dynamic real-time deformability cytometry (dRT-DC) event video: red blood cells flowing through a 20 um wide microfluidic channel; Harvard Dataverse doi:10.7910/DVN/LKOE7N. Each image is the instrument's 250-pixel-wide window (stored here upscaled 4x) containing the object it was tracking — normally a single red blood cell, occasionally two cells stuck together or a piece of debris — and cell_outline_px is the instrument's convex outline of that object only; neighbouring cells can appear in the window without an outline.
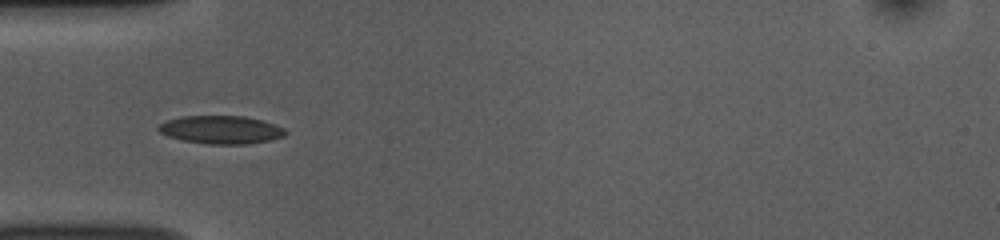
{"species": "common noctule bat (a hibernating species)", "species_latin": "Nyctalus noctula", "temperature_condition": "room temperature", "stored_images_in_passage": 37, "camera_frame_rate_fps": 3000, "um_per_image_px": 0.085, "animal": {"sex": "female", "body_mass_g": 10.0, "forearm_length_mm": 53.1}, "frame": {"image": 1, "passage_image": 1, "time_ms": 0.0, "image_size_px": [1000, 240], "cell_outline_px": [[288, 132], [284, 136], [272, 140], [244, 144], [208, 144], [184, 140], [168, 136], [160, 132], [156, 128], [164, 120], [180, 116], [244, 116], [264, 120], [284, 128]], "centroid_in_image_um": [18.79, 11.02], "position_along_channel_um": 66.2, "area_um2": 20.92}}
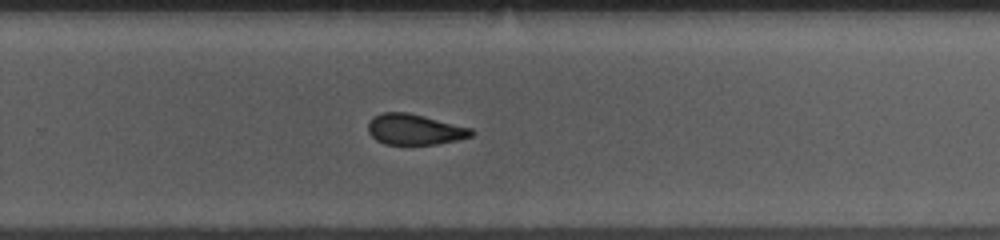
{"frame": {"image": 2, "passage_image": 19, "time_ms": 6.0, "image_size_px": [1000, 240], "cell_outline_px": [[476, 132], [472, 136], [456, 140], [436, 144], [384, 144], [376, 140], [368, 132], [368, 120], [372, 116], [380, 112], [408, 112], [472, 128]], "centroid_in_image_um": [35.22, 10.99], "position_along_channel_um": 294.6, "area_um2": 18.61}}
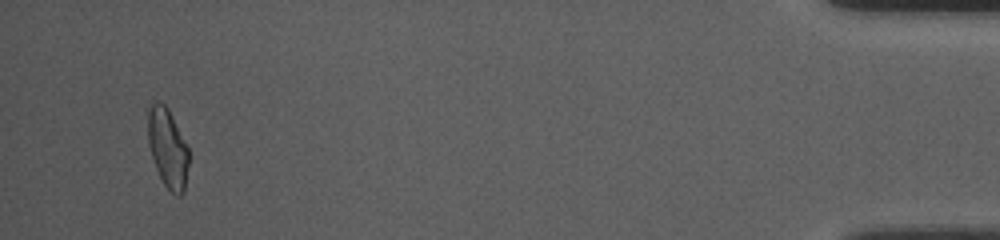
{"frame": {"image": 3, "passage_image": 35, "time_ms": 11.333, "image_size_px": [1000, 240], "cell_outline_px": [[188, 164], [184, 192], [180, 196], [176, 196], [164, 184], [156, 168], [148, 144], [148, 108], [152, 104], [164, 104], [168, 108], [188, 148]], "centroid_in_image_um": [14.25, 12.62], "position_along_channel_um": 420.9, "area_um2": 18.44}, "authors_computed_cell_mechanics": {"area_um2": 19.5942, "velocity_mm_per_s": 3.8024, "shape_relaxation_time_tau1_ms": 4.5771, "shape_relaxation_time_tau2_ms": 2.5313, "deformation_change_tau1": 0.1228, "deformation_change_tau2": 0.0839}}